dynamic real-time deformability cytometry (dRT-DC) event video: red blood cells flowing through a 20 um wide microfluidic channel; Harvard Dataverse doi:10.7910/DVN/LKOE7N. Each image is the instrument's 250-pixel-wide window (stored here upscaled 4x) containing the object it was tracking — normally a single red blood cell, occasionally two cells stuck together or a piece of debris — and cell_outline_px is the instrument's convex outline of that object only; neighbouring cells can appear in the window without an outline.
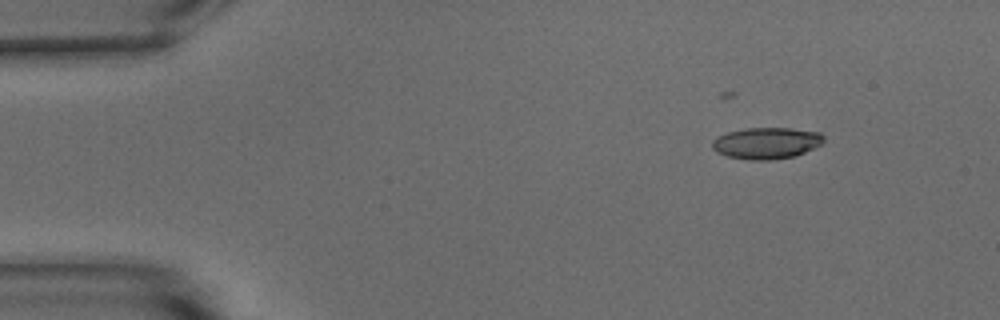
{"species": "common noctule bat (a hibernating species)", "species_latin": "Nyctalus noctula", "temperature_condition": "warm", "stored_images_in_passage": 3, "camera_frame_rate_fps": 3000, "um_per_image_px": 0.085, "animal": {"sex": "male", "body_mass_g": 15.6}, "frame": {"image": 1, "passage_image": 1, "time_ms": 0.0, "image_size_px": [1000, 320], "cell_outline_px": [[824, 140], [820, 144], [796, 156], [772, 160], [748, 160], [728, 156], [716, 152], [712, 148], [712, 140], [716, 136], [728, 132], [748, 128], [788, 128], [820, 132], [824, 136]], "centroid_in_image_um": [65.12, 12.17], "position_along_channel_um": 19.9, "area_um2": 20.46}}